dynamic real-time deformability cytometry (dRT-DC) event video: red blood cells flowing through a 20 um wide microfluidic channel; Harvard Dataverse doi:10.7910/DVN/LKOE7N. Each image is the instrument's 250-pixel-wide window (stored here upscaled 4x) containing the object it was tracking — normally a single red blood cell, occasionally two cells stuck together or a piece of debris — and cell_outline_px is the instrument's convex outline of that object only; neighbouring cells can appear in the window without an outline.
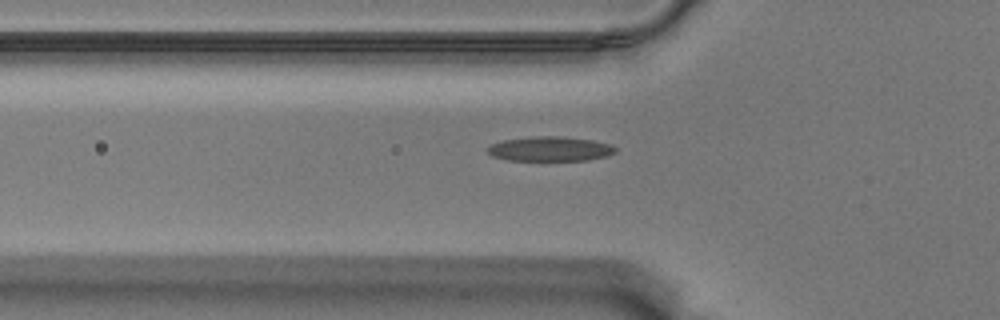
{"species": "Egyptian fruit bat (a non-hibernating species)", "species_latin": "Rousettus aegyptiacus", "temperature_condition": "warm", "stored_images_in_passage": 42, "camera_frame_rate_fps": 3000, "um_per_image_px": 0.085, "animal": {"sex": "male"}, "frame": {"image": 1, "passage_image": 4, "time_ms": 1.0, "image_size_px": [1000, 320], "cell_outline_px": [[616, 152], [608, 156], [588, 160], [508, 160], [492, 156], [488, 152], [488, 148], [492, 144], [504, 140], [536, 136], [556, 136], [592, 140], [612, 144], [616, 148]], "centroid_in_image_um": [46.8, 12.66], "position_along_channel_um": 79.0, "area_um2": 18.21}}
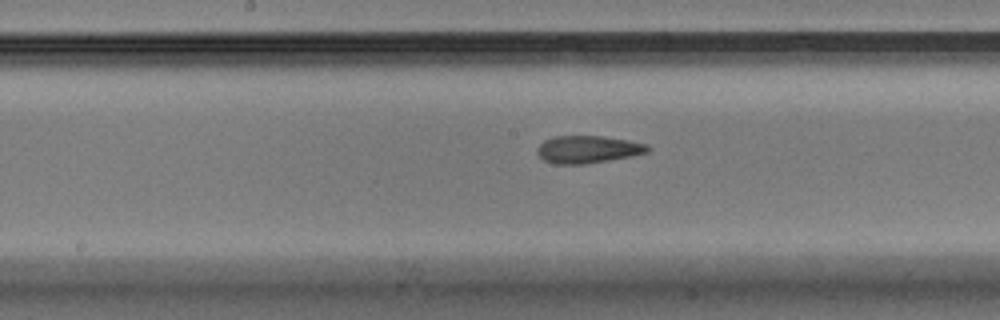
{"frame": {"image": 2, "passage_image": 14, "time_ms": 4.333, "image_size_px": [1000, 320], "cell_outline_px": [[652, 148], [648, 152], [632, 156], [584, 164], [556, 164], [544, 160], [536, 152], [536, 148], [544, 140], [556, 136], [600, 136], [628, 140], [648, 144]], "centroid_in_image_um": [49.98, 12.69], "position_along_channel_um": 198.2, "area_um2": 17.69}}
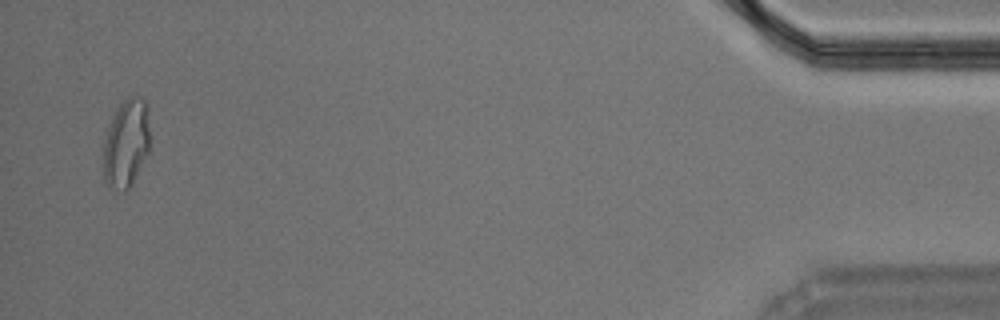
{"frame": {"image": 3, "passage_image": 40, "time_ms": 13.0, "image_size_px": [1000, 320], "cell_outline_px": [[148, 152], [132, 184], [124, 192], [108, 188], [104, 180], [104, 140], [108, 124], [112, 116], [120, 104], [128, 96], [136, 96], [144, 100], [148, 108]], "centroid_in_image_um": [10.7, 12.2], "position_along_channel_um": 424.5, "area_um2": 23.93}}